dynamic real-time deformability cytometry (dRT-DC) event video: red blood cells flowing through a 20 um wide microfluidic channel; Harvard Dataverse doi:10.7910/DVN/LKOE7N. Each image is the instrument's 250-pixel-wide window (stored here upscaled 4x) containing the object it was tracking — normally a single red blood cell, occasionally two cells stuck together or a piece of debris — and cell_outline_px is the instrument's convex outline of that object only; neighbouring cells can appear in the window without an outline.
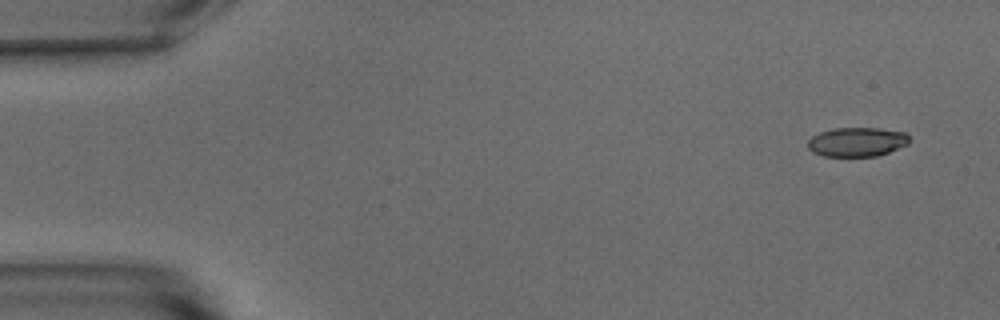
{"species": "common noctule bat (a hibernating species)", "species_latin": "Nyctalus noctula", "temperature_condition": "warm", "stored_images_in_passage": 51, "camera_frame_rate_fps": 3000, "um_per_image_px": 0.085, "animal": {"sex": "male", "body_mass_g": 15.6}, "frame": {"image": 1, "passage_image": 1, "time_ms": 0.0, "image_size_px": [1000, 320], "cell_outline_px": [[908, 144], [888, 152], [876, 156], [824, 156], [812, 152], [808, 148], [808, 140], [812, 136], [820, 132], [832, 128], [880, 128], [904, 132], [908, 136]], "centroid_in_image_um": [72.81, 12.06], "position_along_channel_um": 12.2, "area_um2": 17.22}}
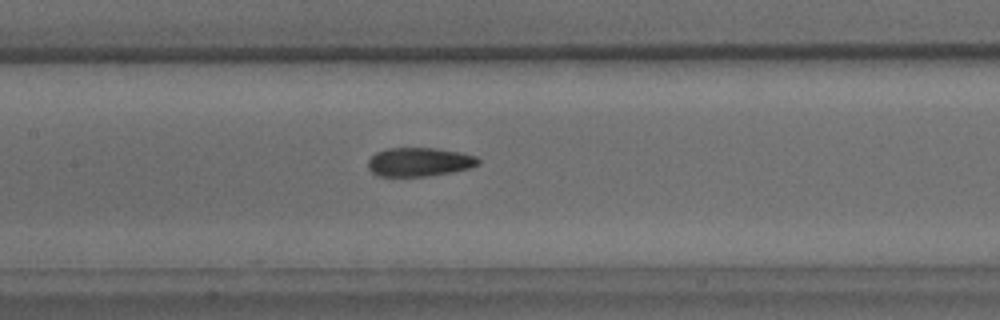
{"frame": {"image": 2, "passage_image": 23, "time_ms": 7.333, "image_size_px": [1000, 320], "cell_outline_px": [[480, 164], [472, 168], [452, 172], [424, 176], [376, 176], [368, 168], [368, 160], [376, 152], [388, 148], [436, 148], [460, 152], [476, 156], [480, 160]], "centroid_in_image_um": [35.66, 13.76], "position_along_channel_um": 171.7, "area_um2": 18.61}}
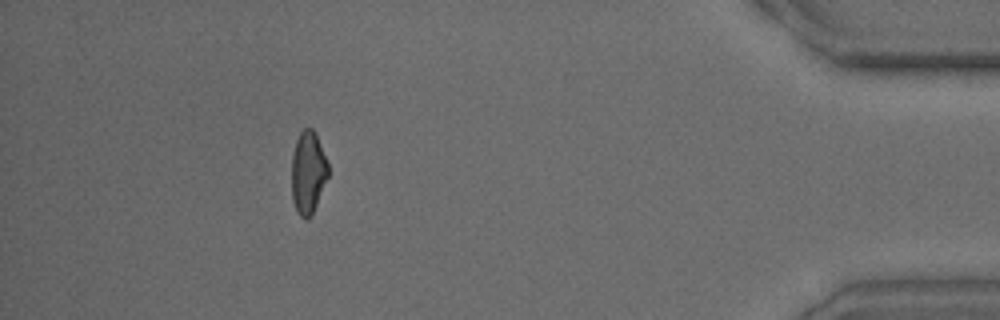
{"frame": {"image": 3, "passage_image": 46, "time_ms": 15.0, "image_size_px": [1000, 320], "cell_outline_px": [[328, 176], [312, 216], [308, 220], [304, 220], [296, 212], [292, 200], [292, 152], [296, 140], [300, 132], [304, 128], [312, 128], [316, 132], [328, 160]], "centroid_in_image_um": [26.19, 14.67], "position_along_channel_um": 409.0, "area_um2": 18.03}, "authors_computed_cell_mechanics": {"area_um2": 18.5538, "velocity_mm_per_s": 3.8011, "shape_relaxation_time_tau1_ms": 8.0743, "shape_relaxation_time_tau2_ms": 2.8094, "deformation_change_tau1": 0.1768, "deformation_change_tau2": 0.1051}}